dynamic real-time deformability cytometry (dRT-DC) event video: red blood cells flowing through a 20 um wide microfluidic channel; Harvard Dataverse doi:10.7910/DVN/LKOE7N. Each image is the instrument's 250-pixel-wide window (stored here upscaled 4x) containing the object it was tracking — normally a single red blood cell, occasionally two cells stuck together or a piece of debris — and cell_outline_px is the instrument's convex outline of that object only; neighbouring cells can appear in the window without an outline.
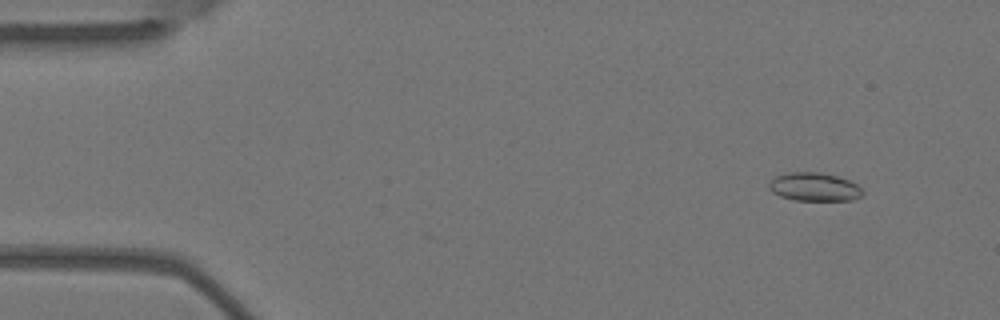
{"species": "Egyptian fruit bat (a non-hibernating species)", "species_latin": "Rousettus aegyptiacus", "temperature_condition": "warm", "stored_images_in_passage": 5, "camera_frame_rate_fps": 3000, "um_per_image_px": 0.085, "animal": {"sex": "female"}, "frame": {"image": 1, "passage_image": 2, "time_ms": 0.333, "image_size_px": [1000, 320], "cell_outline_px": [[864, 196], [852, 200], [796, 200], [780, 196], [772, 192], [768, 188], [768, 184], [776, 176], [788, 172], [820, 172], [836, 176], [848, 180], [856, 184], [864, 192]], "centroid_in_image_um": [69.22, 15.89], "position_along_channel_um": 15.8, "area_um2": 15.49}}
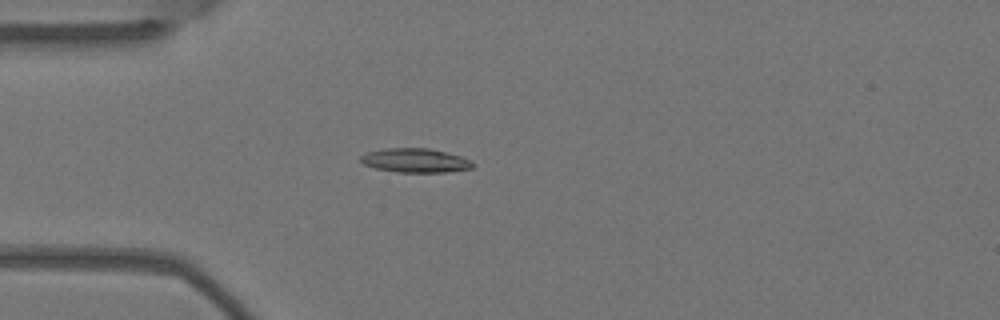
{"frame": {"image": 2, "passage_image": 5, "time_ms": 1.333, "image_size_px": [1000, 320], "cell_outline_px": [[476, 164], [472, 168], [448, 172], [396, 172], [376, 168], [364, 164], [360, 160], [360, 156], [368, 152], [388, 148], [428, 148], [448, 152], [472, 160]], "centroid_in_image_um": [35.35, 13.64], "position_along_channel_um": 49.6, "area_um2": 15.78}}